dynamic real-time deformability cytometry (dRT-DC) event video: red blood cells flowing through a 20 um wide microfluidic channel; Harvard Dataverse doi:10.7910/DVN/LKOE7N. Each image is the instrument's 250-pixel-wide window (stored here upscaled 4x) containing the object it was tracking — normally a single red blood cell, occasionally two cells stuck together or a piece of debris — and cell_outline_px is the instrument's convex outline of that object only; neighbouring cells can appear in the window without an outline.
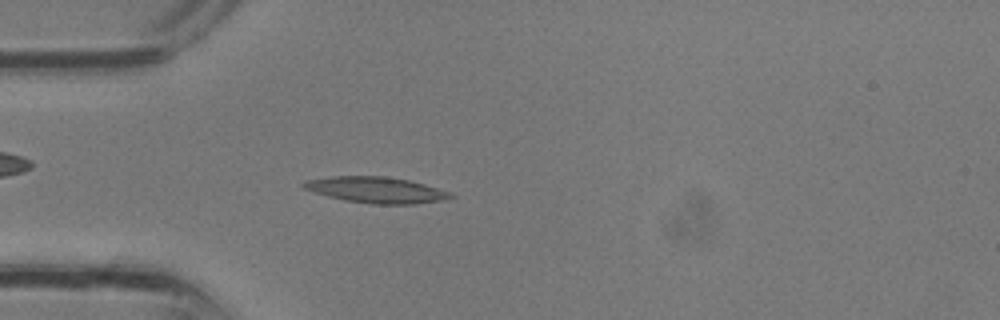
{"species": "common noctule bat (a hibernating species)", "species_latin": "Nyctalus noctula", "temperature_condition": "room temperature", "stored_images_in_passage": 30, "camera_frame_rate_fps": 3000, "um_per_image_px": 0.085, "animal": {"sex": "male", "body_mass_g": 13.3}, "frame": {"image": 1, "passage_image": 9, "time_ms": 2.667, "image_size_px": [1000, 320], "cell_outline_px": [[456, 196], [440, 200], [412, 204], [372, 204], [344, 200], [328, 196], [300, 188], [300, 184], [308, 180], [332, 176], [384, 176], [408, 180], [424, 184], [452, 192]], "centroid_in_image_um": [31.95, 16.14], "position_along_channel_um": 53.1, "area_um2": 22.25}}
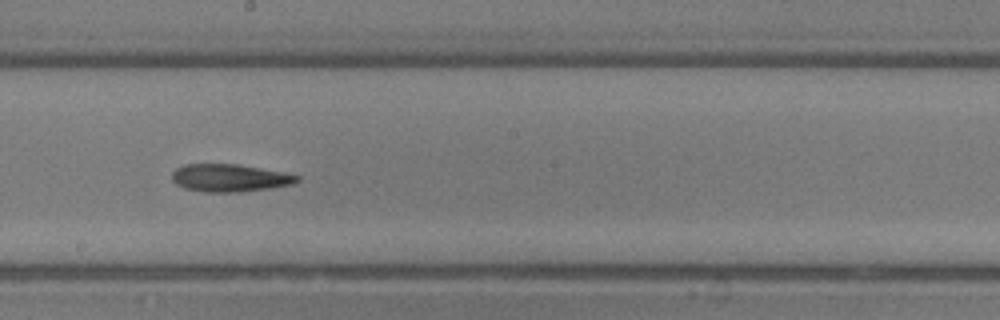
{"frame": {"image": 2, "passage_image": 18, "time_ms": 5.667, "image_size_px": [1000, 320], "cell_outline_px": [[300, 180], [292, 184], [268, 188], [240, 192], [204, 192], [184, 188], [176, 184], [172, 180], [172, 172], [176, 168], [184, 164], [236, 164], [284, 172], [300, 176]], "centroid_in_image_um": [19.5, 15.12], "position_along_channel_um": 228.7, "area_um2": 20.11}}
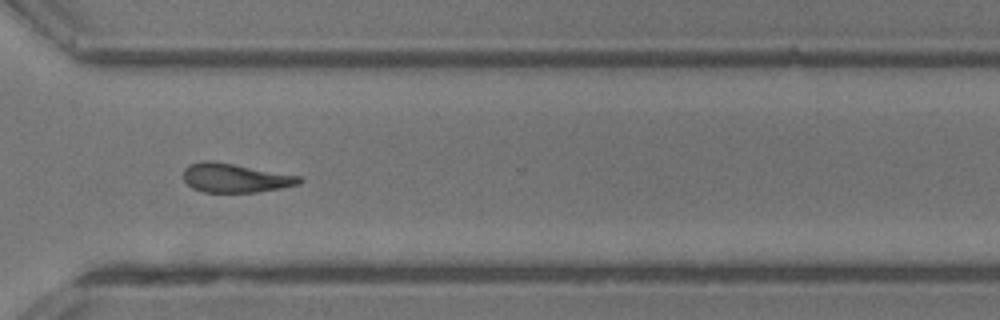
{"frame": {"image": 3, "passage_image": 24, "time_ms": 7.667, "image_size_px": [1000, 320], "cell_outline_px": [[304, 180], [300, 184], [280, 188], [256, 192], [204, 192], [192, 188], [184, 180], [184, 168], [188, 164], [200, 160], [208, 160], [232, 164], [300, 176]], "centroid_in_image_um": [19.96, 15.12], "position_along_channel_um": 350.6, "area_um2": 19.48}}